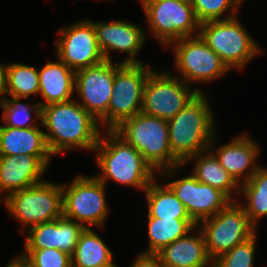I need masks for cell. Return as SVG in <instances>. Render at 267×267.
I'll return each mask as SVG.
<instances>
[{"instance_id":"6da1fadb","label":"cell","mask_w":267,"mask_h":267,"mask_svg":"<svg viewBox=\"0 0 267 267\" xmlns=\"http://www.w3.org/2000/svg\"><path fill=\"white\" fill-rule=\"evenodd\" d=\"M40 123L47 130L45 139L52 155L76 148L94 151L103 131L75 98L42 107Z\"/></svg>"},{"instance_id":"7a4b0ae2","label":"cell","mask_w":267,"mask_h":267,"mask_svg":"<svg viewBox=\"0 0 267 267\" xmlns=\"http://www.w3.org/2000/svg\"><path fill=\"white\" fill-rule=\"evenodd\" d=\"M94 151L101 173L95 176L105 185L108 180L145 191L156 178V172L142 154L115 130L102 131Z\"/></svg>"},{"instance_id":"3957f363","label":"cell","mask_w":267,"mask_h":267,"mask_svg":"<svg viewBox=\"0 0 267 267\" xmlns=\"http://www.w3.org/2000/svg\"><path fill=\"white\" fill-rule=\"evenodd\" d=\"M114 130L142 154L157 174L172 178L183 167L172 154L166 119L140 112L124 120Z\"/></svg>"},{"instance_id":"277c9868","label":"cell","mask_w":267,"mask_h":267,"mask_svg":"<svg viewBox=\"0 0 267 267\" xmlns=\"http://www.w3.org/2000/svg\"><path fill=\"white\" fill-rule=\"evenodd\" d=\"M204 92L168 121L172 154L183 164L188 158L209 149L216 134L212 107Z\"/></svg>"},{"instance_id":"5b68a950","label":"cell","mask_w":267,"mask_h":267,"mask_svg":"<svg viewBox=\"0 0 267 267\" xmlns=\"http://www.w3.org/2000/svg\"><path fill=\"white\" fill-rule=\"evenodd\" d=\"M246 30L237 15L229 19L201 23L199 35L229 70L235 68L240 71L262 52Z\"/></svg>"},{"instance_id":"8992f818","label":"cell","mask_w":267,"mask_h":267,"mask_svg":"<svg viewBox=\"0 0 267 267\" xmlns=\"http://www.w3.org/2000/svg\"><path fill=\"white\" fill-rule=\"evenodd\" d=\"M4 199V200H3ZM7 210L22 225L30 227L63 216L62 184L43 181L2 198Z\"/></svg>"},{"instance_id":"52a82bcc","label":"cell","mask_w":267,"mask_h":267,"mask_svg":"<svg viewBox=\"0 0 267 267\" xmlns=\"http://www.w3.org/2000/svg\"><path fill=\"white\" fill-rule=\"evenodd\" d=\"M152 68L142 64L115 63L113 91L108 112L99 120L104 130H114L141 112L144 88Z\"/></svg>"},{"instance_id":"ba28073f","label":"cell","mask_w":267,"mask_h":267,"mask_svg":"<svg viewBox=\"0 0 267 267\" xmlns=\"http://www.w3.org/2000/svg\"><path fill=\"white\" fill-rule=\"evenodd\" d=\"M106 187L95 176L77 175L71 184L62 183L63 217L85 228L104 227L109 213Z\"/></svg>"},{"instance_id":"9c48e42d","label":"cell","mask_w":267,"mask_h":267,"mask_svg":"<svg viewBox=\"0 0 267 267\" xmlns=\"http://www.w3.org/2000/svg\"><path fill=\"white\" fill-rule=\"evenodd\" d=\"M203 232L209 257L214 261L257 233L241 203L231 201L197 225Z\"/></svg>"},{"instance_id":"30bf717a","label":"cell","mask_w":267,"mask_h":267,"mask_svg":"<svg viewBox=\"0 0 267 267\" xmlns=\"http://www.w3.org/2000/svg\"><path fill=\"white\" fill-rule=\"evenodd\" d=\"M152 37L162 47L184 37L199 35L198 21L191 1L158 0L147 2L143 7Z\"/></svg>"},{"instance_id":"8fae6325","label":"cell","mask_w":267,"mask_h":267,"mask_svg":"<svg viewBox=\"0 0 267 267\" xmlns=\"http://www.w3.org/2000/svg\"><path fill=\"white\" fill-rule=\"evenodd\" d=\"M200 92V88L192 89L170 71L152 70L145 84L141 113L169 120Z\"/></svg>"},{"instance_id":"7c38bea8","label":"cell","mask_w":267,"mask_h":267,"mask_svg":"<svg viewBox=\"0 0 267 267\" xmlns=\"http://www.w3.org/2000/svg\"><path fill=\"white\" fill-rule=\"evenodd\" d=\"M169 47L173 48L175 70L187 84L209 83L230 71L200 35L173 41Z\"/></svg>"},{"instance_id":"4fadbf2b","label":"cell","mask_w":267,"mask_h":267,"mask_svg":"<svg viewBox=\"0 0 267 267\" xmlns=\"http://www.w3.org/2000/svg\"><path fill=\"white\" fill-rule=\"evenodd\" d=\"M55 43L56 56L73 71L105 61L99 48L92 20L78 21L61 28Z\"/></svg>"},{"instance_id":"5bb4252c","label":"cell","mask_w":267,"mask_h":267,"mask_svg":"<svg viewBox=\"0 0 267 267\" xmlns=\"http://www.w3.org/2000/svg\"><path fill=\"white\" fill-rule=\"evenodd\" d=\"M115 75V63H102L76 71L75 91L79 104L98 121L108 112Z\"/></svg>"},{"instance_id":"9a60e30c","label":"cell","mask_w":267,"mask_h":267,"mask_svg":"<svg viewBox=\"0 0 267 267\" xmlns=\"http://www.w3.org/2000/svg\"><path fill=\"white\" fill-rule=\"evenodd\" d=\"M166 185L185 206L190 218L197 225L217 214L232 201L224 192L199 182L192 174Z\"/></svg>"},{"instance_id":"2e32d148","label":"cell","mask_w":267,"mask_h":267,"mask_svg":"<svg viewBox=\"0 0 267 267\" xmlns=\"http://www.w3.org/2000/svg\"><path fill=\"white\" fill-rule=\"evenodd\" d=\"M97 42L105 60L112 61L110 52L128 54L122 64H142L136 57L143 47L146 34L140 26L129 21H92Z\"/></svg>"},{"instance_id":"e0dca14e","label":"cell","mask_w":267,"mask_h":267,"mask_svg":"<svg viewBox=\"0 0 267 267\" xmlns=\"http://www.w3.org/2000/svg\"><path fill=\"white\" fill-rule=\"evenodd\" d=\"M216 135L213 137L209 149L239 185L247 182L260 166L256 163L260 153L257 142L243 133L234 136L230 142L215 149Z\"/></svg>"},{"instance_id":"ac0fdd59","label":"cell","mask_w":267,"mask_h":267,"mask_svg":"<svg viewBox=\"0 0 267 267\" xmlns=\"http://www.w3.org/2000/svg\"><path fill=\"white\" fill-rule=\"evenodd\" d=\"M84 228L80 223L63 216L34 225L25 231L24 250L58 249L72 257Z\"/></svg>"},{"instance_id":"d6986e66","label":"cell","mask_w":267,"mask_h":267,"mask_svg":"<svg viewBox=\"0 0 267 267\" xmlns=\"http://www.w3.org/2000/svg\"><path fill=\"white\" fill-rule=\"evenodd\" d=\"M47 169L36 156L0 155V199L3 192L9 195L43 182L42 175Z\"/></svg>"},{"instance_id":"ffe728a7","label":"cell","mask_w":267,"mask_h":267,"mask_svg":"<svg viewBox=\"0 0 267 267\" xmlns=\"http://www.w3.org/2000/svg\"><path fill=\"white\" fill-rule=\"evenodd\" d=\"M193 231L199 234L191 235ZM157 255L164 267H213L203 232L198 226L164 247Z\"/></svg>"},{"instance_id":"44dd1931","label":"cell","mask_w":267,"mask_h":267,"mask_svg":"<svg viewBox=\"0 0 267 267\" xmlns=\"http://www.w3.org/2000/svg\"><path fill=\"white\" fill-rule=\"evenodd\" d=\"M31 155L47 167L53 156L47 146L44 130L38 126L13 128L0 126V155Z\"/></svg>"},{"instance_id":"7402d4cb","label":"cell","mask_w":267,"mask_h":267,"mask_svg":"<svg viewBox=\"0 0 267 267\" xmlns=\"http://www.w3.org/2000/svg\"><path fill=\"white\" fill-rule=\"evenodd\" d=\"M57 60L47 61L43 68L39 69V94L45 101H40V107L52 103L67 102L73 99L75 91L76 72Z\"/></svg>"},{"instance_id":"603a6c76","label":"cell","mask_w":267,"mask_h":267,"mask_svg":"<svg viewBox=\"0 0 267 267\" xmlns=\"http://www.w3.org/2000/svg\"><path fill=\"white\" fill-rule=\"evenodd\" d=\"M194 161L192 175L199 181L208 184L224 192L232 201L240 194V185L219 163L215 154L207 149L188 158L182 165L186 166L188 162ZM234 193V194H233ZM234 197V198H233Z\"/></svg>"},{"instance_id":"cb8c5ba5","label":"cell","mask_w":267,"mask_h":267,"mask_svg":"<svg viewBox=\"0 0 267 267\" xmlns=\"http://www.w3.org/2000/svg\"><path fill=\"white\" fill-rule=\"evenodd\" d=\"M155 178L144 191L147 200L148 218L191 219L185 206L164 183L158 184Z\"/></svg>"},{"instance_id":"d4e9b609","label":"cell","mask_w":267,"mask_h":267,"mask_svg":"<svg viewBox=\"0 0 267 267\" xmlns=\"http://www.w3.org/2000/svg\"><path fill=\"white\" fill-rule=\"evenodd\" d=\"M147 219L149 246L148 250L142 252L147 254H157L197 226L192 219Z\"/></svg>"},{"instance_id":"484cf974","label":"cell","mask_w":267,"mask_h":267,"mask_svg":"<svg viewBox=\"0 0 267 267\" xmlns=\"http://www.w3.org/2000/svg\"><path fill=\"white\" fill-rule=\"evenodd\" d=\"M84 228L81 232L72 259V267H100L113 261L112 251L99 235Z\"/></svg>"},{"instance_id":"4316f807","label":"cell","mask_w":267,"mask_h":267,"mask_svg":"<svg viewBox=\"0 0 267 267\" xmlns=\"http://www.w3.org/2000/svg\"><path fill=\"white\" fill-rule=\"evenodd\" d=\"M247 202L242 206L250 221L257 227L259 219L267 216V168L261 165L253 176L240 185V196Z\"/></svg>"},{"instance_id":"83f0119b","label":"cell","mask_w":267,"mask_h":267,"mask_svg":"<svg viewBox=\"0 0 267 267\" xmlns=\"http://www.w3.org/2000/svg\"><path fill=\"white\" fill-rule=\"evenodd\" d=\"M6 90L10 97L29 98L39 94L37 68L23 63L7 65Z\"/></svg>"},{"instance_id":"f1b7e54d","label":"cell","mask_w":267,"mask_h":267,"mask_svg":"<svg viewBox=\"0 0 267 267\" xmlns=\"http://www.w3.org/2000/svg\"><path fill=\"white\" fill-rule=\"evenodd\" d=\"M11 98L12 99L6 97L0 104V107L3 109V117L1 120L4 121V126L13 128L36 127L37 125L35 124V120H32V116L35 115V118L41 121V107L39 102L37 101L29 106V103H27V105L20 103V100L27 98Z\"/></svg>"},{"instance_id":"f546056e","label":"cell","mask_w":267,"mask_h":267,"mask_svg":"<svg viewBox=\"0 0 267 267\" xmlns=\"http://www.w3.org/2000/svg\"><path fill=\"white\" fill-rule=\"evenodd\" d=\"M191 4L200 23L229 19L239 12V7L233 0H191ZM227 10L230 15L223 18Z\"/></svg>"},{"instance_id":"4dcf8cb0","label":"cell","mask_w":267,"mask_h":267,"mask_svg":"<svg viewBox=\"0 0 267 267\" xmlns=\"http://www.w3.org/2000/svg\"><path fill=\"white\" fill-rule=\"evenodd\" d=\"M257 233L213 261V267H253Z\"/></svg>"},{"instance_id":"1f68e13d","label":"cell","mask_w":267,"mask_h":267,"mask_svg":"<svg viewBox=\"0 0 267 267\" xmlns=\"http://www.w3.org/2000/svg\"><path fill=\"white\" fill-rule=\"evenodd\" d=\"M21 255L33 267H72L71 256L58 249L23 250Z\"/></svg>"},{"instance_id":"d6a6232c","label":"cell","mask_w":267,"mask_h":267,"mask_svg":"<svg viewBox=\"0 0 267 267\" xmlns=\"http://www.w3.org/2000/svg\"><path fill=\"white\" fill-rule=\"evenodd\" d=\"M130 267H164L157 254L140 253Z\"/></svg>"},{"instance_id":"836d02e7","label":"cell","mask_w":267,"mask_h":267,"mask_svg":"<svg viewBox=\"0 0 267 267\" xmlns=\"http://www.w3.org/2000/svg\"><path fill=\"white\" fill-rule=\"evenodd\" d=\"M6 79H7V65H3L0 63V104L7 97L5 96L7 94Z\"/></svg>"},{"instance_id":"e575fe53","label":"cell","mask_w":267,"mask_h":267,"mask_svg":"<svg viewBox=\"0 0 267 267\" xmlns=\"http://www.w3.org/2000/svg\"><path fill=\"white\" fill-rule=\"evenodd\" d=\"M6 267H33L21 254L10 261Z\"/></svg>"},{"instance_id":"d590c367","label":"cell","mask_w":267,"mask_h":267,"mask_svg":"<svg viewBox=\"0 0 267 267\" xmlns=\"http://www.w3.org/2000/svg\"><path fill=\"white\" fill-rule=\"evenodd\" d=\"M142 7L147 3V2H151V1H158V0H140ZM182 1H191V0H182Z\"/></svg>"},{"instance_id":"8d00e7d4","label":"cell","mask_w":267,"mask_h":267,"mask_svg":"<svg viewBox=\"0 0 267 267\" xmlns=\"http://www.w3.org/2000/svg\"><path fill=\"white\" fill-rule=\"evenodd\" d=\"M100 267H117V265L114 263V261H112L109 264Z\"/></svg>"},{"instance_id":"74e56055","label":"cell","mask_w":267,"mask_h":267,"mask_svg":"<svg viewBox=\"0 0 267 267\" xmlns=\"http://www.w3.org/2000/svg\"><path fill=\"white\" fill-rule=\"evenodd\" d=\"M233 1L238 5V7H240V4H242L244 0H233Z\"/></svg>"}]
</instances>
